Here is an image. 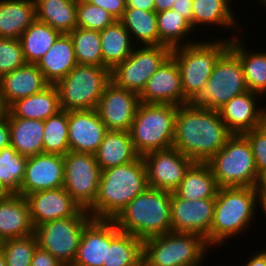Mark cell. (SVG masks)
Returning a JSON list of instances; mask_svg holds the SVG:
<instances>
[{
    "label": "cell",
    "instance_id": "cell-1",
    "mask_svg": "<svg viewBox=\"0 0 266 266\" xmlns=\"http://www.w3.org/2000/svg\"><path fill=\"white\" fill-rule=\"evenodd\" d=\"M232 135L218 111L189 103L178 106L172 147L193 162L206 163Z\"/></svg>",
    "mask_w": 266,
    "mask_h": 266
},
{
    "label": "cell",
    "instance_id": "cell-2",
    "mask_svg": "<svg viewBox=\"0 0 266 266\" xmlns=\"http://www.w3.org/2000/svg\"><path fill=\"white\" fill-rule=\"evenodd\" d=\"M148 188L144 159L101 170L97 196L87 209L92 218L113 220L126 205Z\"/></svg>",
    "mask_w": 266,
    "mask_h": 266
},
{
    "label": "cell",
    "instance_id": "cell-3",
    "mask_svg": "<svg viewBox=\"0 0 266 266\" xmlns=\"http://www.w3.org/2000/svg\"><path fill=\"white\" fill-rule=\"evenodd\" d=\"M258 207L260 201L255 187L219 188L208 244L212 248L223 247L230 238L240 236L255 221Z\"/></svg>",
    "mask_w": 266,
    "mask_h": 266
},
{
    "label": "cell",
    "instance_id": "cell-4",
    "mask_svg": "<svg viewBox=\"0 0 266 266\" xmlns=\"http://www.w3.org/2000/svg\"><path fill=\"white\" fill-rule=\"evenodd\" d=\"M172 192L148 187L130 201L113 221L117 228L145 240L171 231Z\"/></svg>",
    "mask_w": 266,
    "mask_h": 266
},
{
    "label": "cell",
    "instance_id": "cell-5",
    "mask_svg": "<svg viewBox=\"0 0 266 266\" xmlns=\"http://www.w3.org/2000/svg\"><path fill=\"white\" fill-rule=\"evenodd\" d=\"M211 249L201 235L170 231L143 241V263L147 266H202Z\"/></svg>",
    "mask_w": 266,
    "mask_h": 266
},
{
    "label": "cell",
    "instance_id": "cell-6",
    "mask_svg": "<svg viewBox=\"0 0 266 266\" xmlns=\"http://www.w3.org/2000/svg\"><path fill=\"white\" fill-rule=\"evenodd\" d=\"M208 39L189 45H182L171 50L181 74L184 91V104L201 90L208 82L219 57L229 48V38ZM214 40V41H213Z\"/></svg>",
    "mask_w": 266,
    "mask_h": 266
},
{
    "label": "cell",
    "instance_id": "cell-7",
    "mask_svg": "<svg viewBox=\"0 0 266 266\" xmlns=\"http://www.w3.org/2000/svg\"><path fill=\"white\" fill-rule=\"evenodd\" d=\"M177 110L178 106L172 104L140 102L129 129L139 156L173 146Z\"/></svg>",
    "mask_w": 266,
    "mask_h": 266
},
{
    "label": "cell",
    "instance_id": "cell-8",
    "mask_svg": "<svg viewBox=\"0 0 266 266\" xmlns=\"http://www.w3.org/2000/svg\"><path fill=\"white\" fill-rule=\"evenodd\" d=\"M206 163L219 188L255 187L258 172L249 141L243 134H233Z\"/></svg>",
    "mask_w": 266,
    "mask_h": 266
},
{
    "label": "cell",
    "instance_id": "cell-9",
    "mask_svg": "<svg viewBox=\"0 0 266 266\" xmlns=\"http://www.w3.org/2000/svg\"><path fill=\"white\" fill-rule=\"evenodd\" d=\"M248 91L238 56L228 48L216 62L208 82L188 101L193 107L218 111L233 97Z\"/></svg>",
    "mask_w": 266,
    "mask_h": 266
},
{
    "label": "cell",
    "instance_id": "cell-10",
    "mask_svg": "<svg viewBox=\"0 0 266 266\" xmlns=\"http://www.w3.org/2000/svg\"><path fill=\"white\" fill-rule=\"evenodd\" d=\"M110 81L109 68L77 64L66 77L55 84L61 110L96 109Z\"/></svg>",
    "mask_w": 266,
    "mask_h": 266
},
{
    "label": "cell",
    "instance_id": "cell-11",
    "mask_svg": "<svg viewBox=\"0 0 266 266\" xmlns=\"http://www.w3.org/2000/svg\"><path fill=\"white\" fill-rule=\"evenodd\" d=\"M92 219L85 209L75 216L57 219L35 228L38 246L47 250L63 266H72L75 261L85 225Z\"/></svg>",
    "mask_w": 266,
    "mask_h": 266
},
{
    "label": "cell",
    "instance_id": "cell-12",
    "mask_svg": "<svg viewBox=\"0 0 266 266\" xmlns=\"http://www.w3.org/2000/svg\"><path fill=\"white\" fill-rule=\"evenodd\" d=\"M167 45L135 46L132 54L111 70V81L138 95L148 79L171 55Z\"/></svg>",
    "mask_w": 266,
    "mask_h": 266
},
{
    "label": "cell",
    "instance_id": "cell-13",
    "mask_svg": "<svg viewBox=\"0 0 266 266\" xmlns=\"http://www.w3.org/2000/svg\"><path fill=\"white\" fill-rule=\"evenodd\" d=\"M63 160V188L81 208L87 210L97 196L101 176L95 154L69 151Z\"/></svg>",
    "mask_w": 266,
    "mask_h": 266
},
{
    "label": "cell",
    "instance_id": "cell-14",
    "mask_svg": "<svg viewBox=\"0 0 266 266\" xmlns=\"http://www.w3.org/2000/svg\"><path fill=\"white\" fill-rule=\"evenodd\" d=\"M150 188L174 192L182 182L185 172L194 163L178 149L149 152L143 156Z\"/></svg>",
    "mask_w": 266,
    "mask_h": 266
},
{
    "label": "cell",
    "instance_id": "cell-15",
    "mask_svg": "<svg viewBox=\"0 0 266 266\" xmlns=\"http://www.w3.org/2000/svg\"><path fill=\"white\" fill-rule=\"evenodd\" d=\"M140 97L110 81L99 99L97 112L108 130L129 131Z\"/></svg>",
    "mask_w": 266,
    "mask_h": 266
},
{
    "label": "cell",
    "instance_id": "cell-16",
    "mask_svg": "<svg viewBox=\"0 0 266 266\" xmlns=\"http://www.w3.org/2000/svg\"><path fill=\"white\" fill-rule=\"evenodd\" d=\"M215 199L186 200L171 194V231L194 233L206 238L213 223Z\"/></svg>",
    "mask_w": 266,
    "mask_h": 266
},
{
    "label": "cell",
    "instance_id": "cell-17",
    "mask_svg": "<svg viewBox=\"0 0 266 266\" xmlns=\"http://www.w3.org/2000/svg\"><path fill=\"white\" fill-rule=\"evenodd\" d=\"M120 233L113 220L92 218L84 227L72 266H103L107 248Z\"/></svg>",
    "mask_w": 266,
    "mask_h": 266
},
{
    "label": "cell",
    "instance_id": "cell-18",
    "mask_svg": "<svg viewBox=\"0 0 266 266\" xmlns=\"http://www.w3.org/2000/svg\"><path fill=\"white\" fill-rule=\"evenodd\" d=\"M139 97L147 104H184L180 70L171 55L151 75Z\"/></svg>",
    "mask_w": 266,
    "mask_h": 266
},
{
    "label": "cell",
    "instance_id": "cell-19",
    "mask_svg": "<svg viewBox=\"0 0 266 266\" xmlns=\"http://www.w3.org/2000/svg\"><path fill=\"white\" fill-rule=\"evenodd\" d=\"M64 184V160L57 154H38L27 157L19 194L61 188Z\"/></svg>",
    "mask_w": 266,
    "mask_h": 266
},
{
    "label": "cell",
    "instance_id": "cell-20",
    "mask_svg": "<svg viewBox=\"0 0 266 266\" xmlns=\"http://www.w3.org/2000/svg\"><path fill=\"white\" fill-rule=\"evenodd\" d=\"M107 131L96 109L68 111L70 151L95 154Z\"/></svg>",
    "mask_w": 266,
    "mask_h": 266
},
{
    "label": "cell",
    "instance_id": "cell-21",
    "mask_svg": "<svg viewBox=\"0 0 266 266\" xmlns=\"http://www.w3.org/2000/svg\"><path fill=\"white\" fill-rule=\"evenodd\" d=\"M25 198L34 228L49 221L73 217L82 209L63 187L37 191Z\"/></svg>",
    "mask_w": 266,
    "mask_h": 266
},
{
    "label": "cell",
    "instance_id": "cell-22",
    "mask_svg": "<svg viewBox=\"0 0 266 266\" xmlns=\"http://www.w3.org/2000/svg\"><path fill=\"white\" fill-rule=\"evenodd\" d=\"M260 97L262 96L248 90L233 97L218 110L221 119L232 134H244L261 126L263 105L260 108L257 100Z\"/></svg>",
    "mask_w": 266,
    "mask_h": 266
},
{
    "label": "cell",
    "instance_id": "cell-23",
    "mask_svg": "<svg viewBox=\"0 0 266 266\" xmlns=\"http://www.w3.org/2000/svg\"><path fill=\"white\" fill-rule=\"evenodd\" d=\"M49 85L36 64L26 63L0 78V98L7 110L15 101L39 93Z\"/></svg>",
    "mask_w": 266,
    "mask_h": 266
},
{
    "label": "cell",
    "instance_id": "cell-24",
    "mask_svg": "<svg viewBox=\"0 0 266 266\" xmlns=\"http://www.w3.org/2000/svg\"><path fill=\"white\" fill-rule=\"evenodd\" d=\"M35 233L29 205L20 194H10L0 201V242Z\"/></svg>",
    "mask_w": 266,
    "mask_h": 266
},
{
    "label": "cell",
    "instance_id": "cell-25",
    "mask_svg": "<svg viewBox=\"0 0 266 266\" xmlns=\"http://www.w3.org/2000/svg\"><path fill=\"white\" fill-rule=\"evenodd\" d=\"M36 65L50 85L66 77L77 65L70 35L62 33Z\"/></svg>",
    "mask_w": 266,
    "mask_h": 266
},
{
    "label": "cell",
    "instance_id": "cell-26",
    "mask_svg": "<svg viewBox=\"0 0 266 266\" xmlns=\"http://www.w3.org/2000/svg\"><path fill=\"white\" fill-rule=\"evenodd\" d=\"M61 111L59 93L55 85L15 101L8 109V117L45 121Z\"/></svg>",
    "mask_w": 266,
    "mask_h": 266
},
{
    "label": "cell",
    "instance_id": "cell-27",
    "mask_svg": "<svg viewBox=\"0 0 266 266\" xmlns=\"http://www.w3.org/2000/svg\"><path fill=\"white\" fill-rule=\"evenodd\" d=\"M36 20L34 0H0V37L19 39Z\"/></svg>",
    "mask_w": 266,
    "mask_h": 266
},
{
    "label": "cell",
    "instance_id": "cell-28",
    "mask_svg": "<svg viewBox=\"0 0 266 266\" xmlns=\"http://www.w3.org/2000/svg\"><path fill=\"white\" fill-rule=\"evenodd\" d=\"M231 36L229 48L242 63L248 90L264 97L266 95V51H249L245 42H242L236 34L233 33Z\"/></svg>",
    "mask_w": 266,
    "mask_h": 266
},
{
    "label": "cell",
    "instance_id": "cell-29",
    "mask_svg": "<svg viewBox=\"0 0 266 266\" xmlns=\"http://www.w3.org/2000/svg\"><path fill=\"white\" fill-rule=\"evenodd\" d=\"M95 157L101 170H104L132 162L139 155L134 149L129 131L108 130Z\"/></svg>",
    "mask_w": 266,
    "mask_h": 266
},
{
    "label": "cell",
    "instance_id": "cell-30",
    "mask_svg": "<svg viewBox=\"0 0 266 266\" xmlns=\"http://www.w3.org/2000/svg\"><path fill=\"white\" fill-rule=\"evenodd\" d=\"M231 2V0H193V30L195 34L199 29L198 26L202 25L204 28L216 25L215 27L219 26L222 29L226 27L230 30L231 28L232 30H241V23L239 24L237 21L239 19H236Z\"/></svg>",
    "mask_w": 266,
    "mask_h": 266
},
{
    "label": "cell",
    "instance_id": "cell-31",
    "mask_svg": "<svg viewBox=\"0 0 266 266\" xmlns=\"http://www.w3.org/2000/svg\"><path fill=\"white\" fill-rule=\"evenodd\" d=\"M10 145L26 157L43 153L44 121L8 117Z\"/></svg>",
    "mask_w": 266,
    "mask_h": 266
},
{
    "label": "cell",
    "instance_id": "cell-32",
    "mask_svg": "<svg viewBox=\"0 0 266 266\" xmlns=\"http://www.w3.org/2000/svg\"><path fill=\"white\" fill-rule=\"evenodd\" d=\"M219 186L207 163L194 162L174 191L186 200L215 199Z\"/></svg>",
    "mask_w": 266,
    "mask_h": 266
},
{
    "label": "cell",
    "instance_id": "cell-33",
    "mask_svg": "<svg viewBox=\"0 0 266 266\" xmlns=\"http://www.w3.org/2000/svg\"><path fill=\"white\" fill-rule=\"evenodd\" d=\"M100 37L103 67L110 70L130 56L136 46L119 20L100 31Z\"/></svg>",
    "mask_w": 266,
    "mask_h": 266
},
{
    "label": "cell",
    "instance_id": "cell-34",
    "mask_svg": "<svg viewBox=\"0 0 266 266\" xmlns=\"http://www.w3.org/2000/svg\"><path fill=\"white\" fill-rule=\"evenodd\" d=\"M36 19L68 34L77 27V0H34Z\"/></svg>",
    "mask_w": 266,
    "mask_h": 266
},
{
    "label": "cell",
    "instance_id": "cell-35",
    "mask_svg": "<svg viewBox=\"0 0 266 266\" xmlns=\"http://www.w3.org/2000/svg\"><path fill=\"white\" fill-rule=\"evenodd\" d=\"M119 21L130 33L132 42L136 46L141 44L142 46L159 45L157 13L155 11L126 7Z\"/></svg>",
    "mask_w": 266,
    "mask_h": 266
},
{
    "label": "cell",
    "instance_id": "cell-36",
    "mask_svg": "<svg viewBox=\"0 0 266 266\" xmlns=\"http://www.w3.org/2000/svg\"><path fill=\"white\" fill-rule=\"evenodd\" d=\"M61 34L47 23L36 19L19 38L26 62L37 64Z\"/></svg>",
    "mask_w": 266,
    "mask_h": 266
},
{
    "label": "cell",
    "instance_id": "cell-37",
    "mask_svg": "<svg viewBox=\"0 0 266 266\" xmlns=\"http://www.w3.org/2000/svg\"><path fill=\"white\" fill-rule=\"evenodd\" d=\"M157 28L159 45H167L171 49L199 41L196 38L195 40L190 38L191 33V35H194L191 24L181 14L172 9L157 13Z\"/></svg>",
    "mask_w": 266,
    "mask_h": 266
},
{
    "label": "cell",
    "instance_id": "cell-38",
    "mask_svg": "<svg viewBox=\"0 0 266 266\" xmlns=\"http://www.w3.org/2000/svg\"><path fill=\"white\" fill-rule=\"evenodd\" d=\"M143 263V240L121 232L107 248L103 266H141Z\"/></svg>",
    "mask_w": 266,
    "mask_h": 266
},
{
    "label": "cell",
    "instance_id": "cell-39",
    "mask_svg": "<svg viewBox=\"0 0 266 266\" xmlns=\"http://www.w3.org/2000/svg\"><path fill=\"white\" fill-rule=\"evenodd\" d=\"M68 34L73 42L77 64L103 66L99 31L76 27Z\"/></svg>",
    "mask_w": 266,
    "mask_h": 266
},
{
    "label": "cell",
    "instance_id": "cell-40",
    "mask_svg": "<svg viewBox=\"0 0 266 266\" xmlns=\"http://www.w3.org/2000/svg\"><path fill=\"white\" fill-rule=\"evenodd\" d=\"M69 151L68 111L61 110L44 121L43 153L64 156Z\"/></svg>",
    "mask_w": 266,
    "mask_h": 266
},
{
    "label": "cell",
    "instance_id": "cell-41",
    "mask_svg": "<svg viewBox=\"0 0 266 266\" xmlns=\"http://www.w3.org/2000/svg\"><path fill=\"white\" fill-rule=\"evenodd\" d=\"M26 161L11 145L0 151V184L11 194H19Z\"/></svg>",
    "mask_w": 266,
    "mask_h": 266
},
{
    "label": "cell",
    "instance_id": "cell-42",
    "mask_svg": "<svg viewBox=\"0 0 266 266\" xmlns=\"http://www.w3.org/2000/svg\"><path fill=\"white\" fill-rule=\"evenodd\" d=\"M37 246L38 239L35 233L0 242V249L4 253L7 266H31Z\"/></svg>",
    "mask_w": 266,
    "mask_h": 266
},
{
    "label": "cell",
    "instance_id": "cell-43",
    "mask_svg": "<svg viewBox=\"0 0 266 266\" xmlns=\"http://www.w3.org/2000/svg\"><path fill=\"white\" fill-rule=\"evenodd\" d=\"M76 17L77 27L99 32L116 21L105 9L89 4L83 0H77Z\"/></svg>",
    "mask_w": 266,
    "mask_h": 266
},
{
    "label": "cell",
    "instance_id": "cell-44",
    "mask_svg": "<svg viewBox=\"0 0 266 266\" xmlns=\"http://www.w3.org/2000/svg\"><path fill=\"white\" fill-rule=\"evenodd\" d=\"M26 63L20 39L0 37V78Z\"/></svg>",
    "mask_w": 266,
    "mask_h": 266
},
{
    "label": "cell",
    "instance_id": "cell-45",
    "mask_svg": "<svg viewBox=\"0 0 266 266\" xmlns=\"http://www.w3.org/2000/svg\"><path fill=\"white\" fill-rule=\"evenodd\" d=\"M249 141L258 174L266 170V129L262 126L243 134Z\"/></svg>",
    "mask_w": 266,
    "mask_h": 266
},
{
    "label": "cell",
    "instance_id": "cell-46",
    "mask_svg": "<svg viewBox=\"0 0 266 266\" xmlns=\"http://www.w3.org/2000/svg\"><path fill=\"white\" fill-rule=\"evenodd\" d=\"M108 11L116 20H120L126 9V0H83Z\"/></svg>",
    "mask_w": 266,
    "mask_h": 266
},
{
    "label": "cell",
    "instance_id": "cell-47",
    "mask_svg": "<svg viewBox=\"0 0 266 266\" xmlns=\"http://www.w3.org/2000/svg\"><path fill=\"white\" fill-rule=\"evenodd\" d=\"M31 266H63L53 255L47 250L37 246L33 254Z\"/></svg>",
    "mask_w": 266,
    "mask_h": 266
},
{
    "label": "cell",
    "instance_id": "cell-48",
    "mask_svg": "<svg viewBox=\"0 0 266 266\" xmlns=\"http://www.w3.org/2000/svg\"><path fill=\"white\" fill-rule=\"evenodd\" d=\"M171 9L181 14L193 28V0H176Z\"/></svg>",
    "mask_w": 266,
    "mask_h": 266
},
{
    "label": "cell",
    "instance_id": "cell-49",
    "mask_svg": "<svg viewBox=\"0 0 266 266\" xmlns=\"http://www.w3.org/2000/svg\"><path fill=\"white\" fill-rule=\"evenodd\" d=\"M10 146V129L7 110L0 115V151Z\"/></svg>",
    "mask_w": 266,
    "mask_h": 266
},
{
    "label": "cell",
    "instance_id": "cell-50",
    "mask_svg": "<svg viewBox=\"0 0 266 266\" xmlns=\"http://www.w3.org/2000/svg\"><path fill=\"white\" fill-rule=\"evenodd\" d=\"M126 7L155 11L154 0H126Z\"/></svg>",
    "mask_w": 266,
    "mask_h": 266
},
{
    "label": "cell",
    "instance_id": "cell-51",
    "mask_svg": "<svg viewBox=\"0 0 266 266\" xmlns=\"http://www.w3.org/2000/svg\"><path fill=\"white\" fill-rule=\"evenodd\" d=\"M261 251V252H260ZM256 250L254 255L246 261L244 266H266V252L264 250Z\"/></svg>",
    "mask_w": 266,
    "mask_h": 266
},
{
    "label": "cell",
    "instance_id": "cell-52",
    "mask_svg": "<svg viewBox=\"0 0 266 266\" xmlns=\"http://www.w3.org/2000/svg\"><path fill=\"white\" fill-rule=\"evenodd\" d=\"M255 190L258 194V198H266V170L258 174Z\"/></svg>",
    "mask_w": 266,
    "mask_h": 266
},
{
    "label": "cell",
    "instance_id": "cell-53",
    "mask_svg": "<svg viewBox=\"0 0 266 266\" xmlns=\"http://www.w3.org/2000/svg\"><path fill=\"white\" fill-rule=\"evenodd\" d=\"M175 1L176 0H154L155 12L160 13L171 9Z\"/></svg>",
    "mask_w": 266,
    "mask_h": 266
},
{
    "label": "cell",
    "instance_id": "cell-54",
    "mask_svg": "<svg viewBox=\"0 0 266 266\" xmlns=\"http://www.w3.org/2000/svg\"><path fill=\"white\" fill-rule=\"evenodd\" d=\"M11 193L0 184V201L6 199Z\"/></svg>",
    "mask_w": 266,
    "mask_h": 266
},
{
    "label": "cell",
    "instance_id": "cell-55",
    "mask_svg": "<svg viewBox=\"0 0 266 266\" xmlns=\"http://www.w3.org/2000/svg\"><path fill=\"white\" fill-rule=\"evenodd\" d=\"M259 201H260V207L261 209L259 210H262V215L263 213L265 214L264 216H266V198H259Z\"/></svg>",
    "mask_w": 266,
    "mask_h": 266
},
{
    "label": "cell",
    "instance_id": "cell-56",
    "mask_svg": "<svg viewBox=\"0 0 266 266\" xmlns=\"http://www.w3.org/2000/svg\"><path fill=\"white\" fill-rule=\"evenodd\" d=\"M261 126L266 129V105L263 107Z\"/></svg>",
    "mask_w": 266,
    "mask_h": 266
},
{
    "label": "cell",
    "instance_id": "cell-57",
    "mask_svg": "<svg viewBox=\"0 0 266 266\" xmlns=\"http://www.w3.org/2000/svg\"><path fill=\"white\" fill-rule=\"evenodd\" d=\"M0 266H7L4 253L1 251V249H0Z\"/></svg>",
    "mask_w": 266,
    "mask_h": 266
},
{
    "label": "cell",
    "instance_id": "cell-58",
    "mask_svg": "<svg viewBox=\"0 0 266 266\" xmlns=\"http://www.w3.org/2000/svg\"><path fill=\"white\" fill-rule=\"evenodd\" d=\"M6 111L5 107L2 104L1 98H0V115Z\"/></svg>",
    "mask_w": 266,
    "mask_h": 266
},
{
    "label": "cell",
    "instance_id": "cell-59",
    "mask_svg": "<svg viewBox=\"0 0 266 266\" xmlns=\"http://www.w3.org/2000/svg\"><path fill=\"white\" fill-rule=\"evenodd\" d=\"M262 3V6L265 8L266 7V0H259Z\"/></svg>",
    "mask_w": 266,
    "mask_h": 266
}]
</instances>
